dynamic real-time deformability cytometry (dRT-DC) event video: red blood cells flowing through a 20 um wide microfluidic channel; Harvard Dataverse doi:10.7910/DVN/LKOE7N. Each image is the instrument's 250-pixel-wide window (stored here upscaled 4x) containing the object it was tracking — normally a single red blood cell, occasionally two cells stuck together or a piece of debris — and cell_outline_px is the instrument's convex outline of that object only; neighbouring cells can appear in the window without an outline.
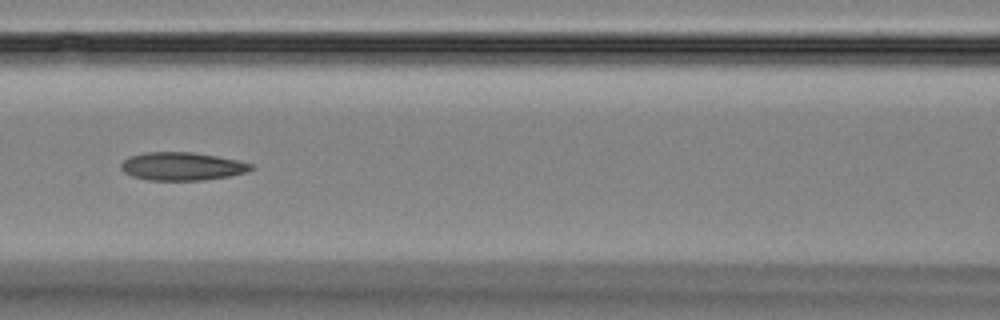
{"species": "Egyptian fruit bat (a non-hibernating species)", "species_latin": "Rousettus aegyptiacus", "temperature_condition": "room temperature", "stored_images_in_passage": 20, "camera_frame_rate_fps": 3000, "um_per_image_px": 0.085, "animal": {"sex": "female"}, "frame": {"image": 1, "passage_image": 9, "time_ms": 2.667, "image_size_px": [1000, 320], "cell_outline_px": [[256, 168], [248, 172], [228, 176], [204, 180], [148, 180], [132, 176], [124, 172], [120, 168], [120, 164], [128, 156], [144, 152], [192, 152], [216, 156], [236, 160], [252, 164]], "centroid_in_image_um": [15.46, 14.13], "position_along_channel_um": 151.1, "area_um2": 21.39}}
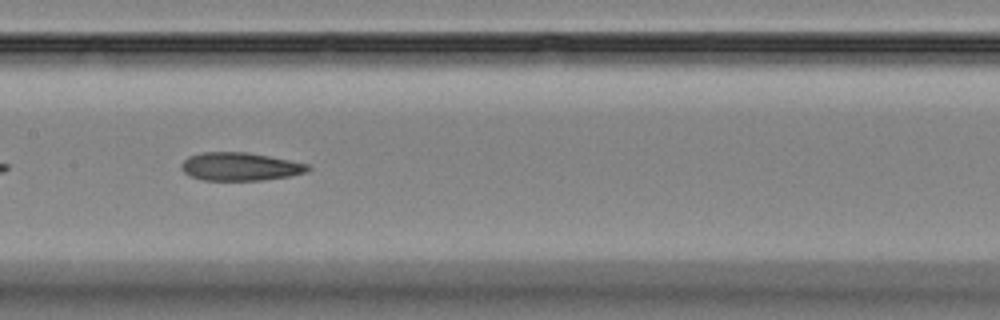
{"frame": {"image": 2, "passage_image": 12, "time_ms": 3.667, "image_size_px": [1000, 320], "cell_outline_px": [[312, 168], [308, 172], [292, 176], [260, 180], [200, 180], [188, 176], [180, 168], [180, 164], [188, 156], [204, 152], [248, 152], [308, 164]], "centroid_in_image_um": [20.39, 14.17], "position_along_channel_um": 187.0, "area_um2": 20.92}}
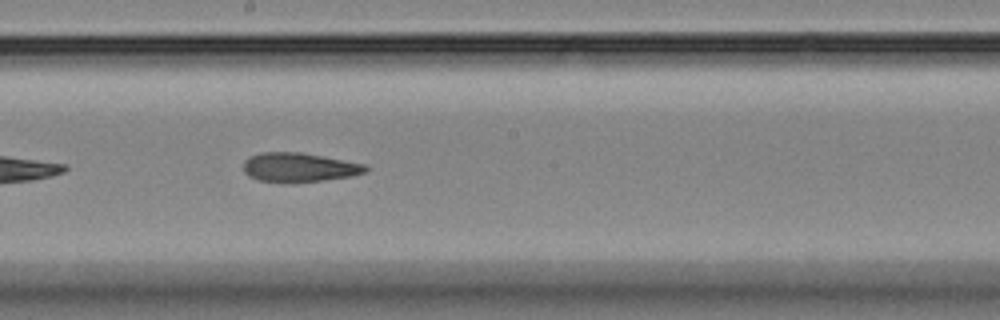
{"frame": {"image": 3, "passage_image": 15, "time_ms": 4.667, "image_size_px": [1000, 320], "cell_outline_px": [[368, 168], [364, 172], [352, 176], [324, 180], [292, 184], [284, 184], [260, 180], [248, 176], [244, 172], [244, 160], [248, 156], [260, 152], [300, 152], [364, 164]], "centroid_in_image_um": [25.35, 14.24], "position_along_channel_um": 222.8, "area_um2": 21.04}}